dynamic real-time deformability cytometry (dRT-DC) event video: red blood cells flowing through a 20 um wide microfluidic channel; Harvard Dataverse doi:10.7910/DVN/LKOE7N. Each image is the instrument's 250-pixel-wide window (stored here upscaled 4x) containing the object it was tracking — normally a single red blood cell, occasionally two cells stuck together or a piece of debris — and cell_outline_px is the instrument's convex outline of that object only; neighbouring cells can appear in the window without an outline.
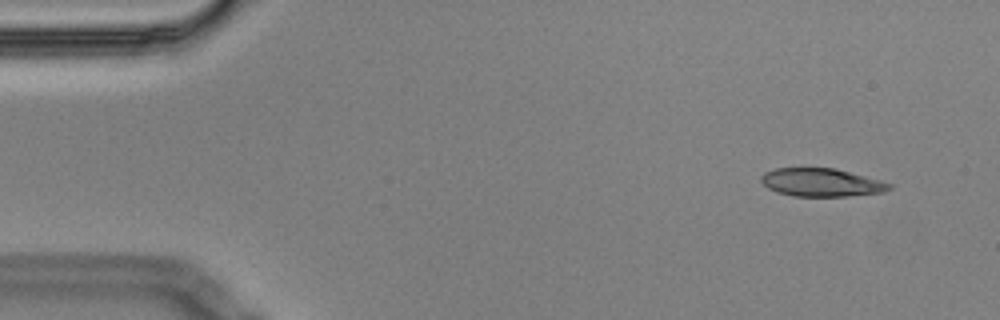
{"species": "Egyptian fruit bat (a non-hibernating species)", "species_latin": "Rousettus aegyptiacus", "temperature_condition": "cold", "stored_images_in_passage": 10, "camera_frame_rate_fps": 3000, "um_per_image_px": 0.085, "animal": {"sex": "male"}, "frame": {"image": 1, "passage_image": 1, "time_ms": 0.0, "image_size_px": [1000, 320], "cell_outline_px": [[892, 188], [884, 192], [848, 196], [792, 196], [776, 192], [768, 188], [760, 180], [760, 176], [764, 172], [776, 168], [836, 168], [880, 180], [892, 184]], "centroid_in_image_um": [69.81, 15.51], "position_along_channel_um": 15.2, "area_um2": 21.1}}
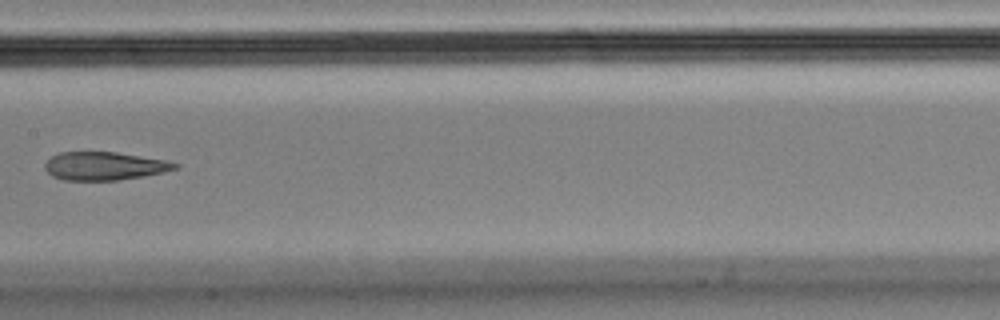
{"frame": {"image": 2, "passage_image": 7, "time_ms": 2.0, "image_size_px": [1000, 320], "cell_outline_px": [[180, 164], [176, 168], [164, 172], [120, 180], [64, 180], [52, 176], [44, 168], [44, 164], [52, 156], [60, 152], [116, 152], [164, 160]], "centroid_in_image_um": [8.84, 14.11], "position_along_channel_um": 198.6, "area_um2": 21.21}}
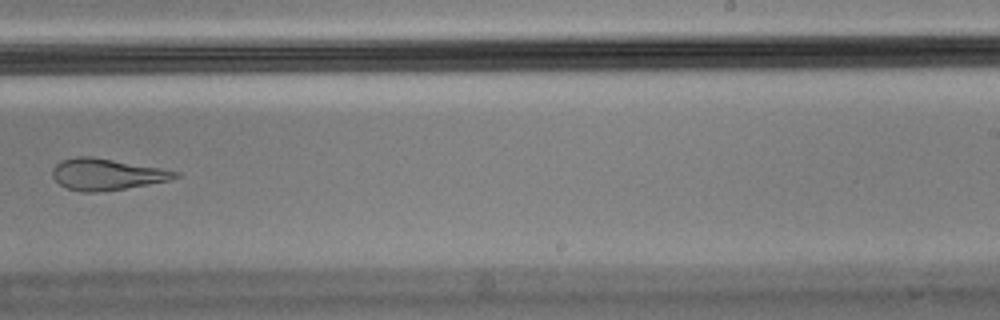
{"frame": {"image": 3, "passage_image": 9, "time_ms": 2.667, "image_size_px": [1000, 320], "cell_outline_px": [[180, 176], [168, 180], [148, 184], [124, 188], [96, 192], [84, 192], [68, 188], [60, 184], [52, 176], [52, 168], [60, 160], [76, 156], [92, 156], [160, 168], [180, 172]], "centroid_in_image_um": [9.03, 14.8], "position_along_channel_um": 280.0, "area_um2": 22.25}}